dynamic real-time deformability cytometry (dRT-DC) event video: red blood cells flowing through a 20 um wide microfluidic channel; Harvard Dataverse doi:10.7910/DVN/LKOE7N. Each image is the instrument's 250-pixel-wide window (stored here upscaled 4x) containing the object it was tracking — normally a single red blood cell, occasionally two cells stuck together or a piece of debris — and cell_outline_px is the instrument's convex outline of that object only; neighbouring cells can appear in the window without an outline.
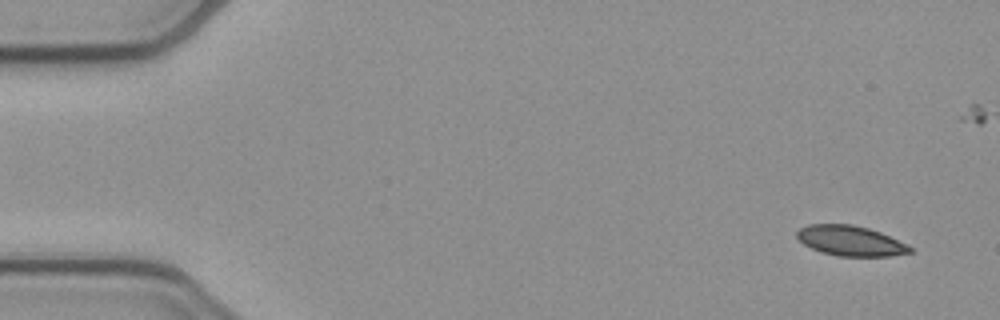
{"species": "common noctule bat (a hibernating species)", "species_latin": "Nyctalus noctula", "temperature_condition": "cold", "stored_images_in_passage": 53, "camera_frame_rate_fps": 3000, "um_per_image_px": 0.085, "animal": {"sex": "female", "body_mass_g": 21.9}, "frame": {"image": 1, "passage_image": 2, "time_ms": 0.333, "image_size_px": [1000, 320], "cell_outline_px": [[912, 252], [888, 256], [836, 256], [820, 252], [804, 244], [796, 236], [796, 232], [800, 228], [808, 224], [852, 224], [868, 228], [880, 232], [912, 248]], "centroid_in_image_um": [72.23, 20.46], "position_along_channel_um": 12.8, "area_um2": 19.65}}
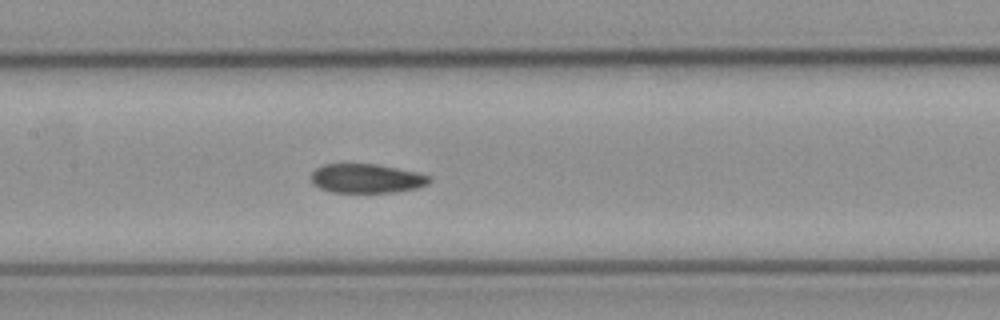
{"frame": {"image": 2, "passage_image": 24, "time_ms": 7.667, "image_size_px": [1000, 320], "cell_outline_px": [[432, 180], [428, 184], [416, 188], [392, 192], [332, 192], [320, 188], [312, 184], [312, 172], [316, 168], [324, 164], [376, 164], [416, 172], [432, 176]], "centroid_in_image_um": [31.16, 15.16], "position_along_channel_um": 176.2, "area_um2": 20.0}}
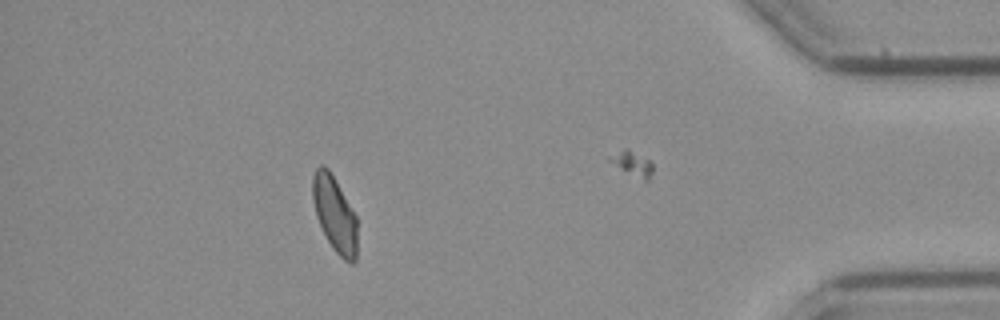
{"frame": {"image": 3, "passage_image": 46, "time_ms": 15.0, "image_size_px": [1000, 320], "cell_outline_px": [[356, 260], [352, 264], [344, 260], [332, 248], [316, 216], [312, 200], [312, 176], [316, 168], [320, 164], [328, 168], [356, 216]], "centroid_in_image_um": [28.43, 18.19], "position_along_channel_um": 406.8, "area_um2": 19.36}, "authors_computed_cell_mechanics": {"area_um2": 20.8658, "velocity_mm_per_s": 3.8681, "shape_relaxation_time_tau1_ms": 5.6091, "shape_relaxation_time_tau2_ms": 2.7621, "deformation_change_tau1": 0.119, "deformation_change_tau2": 0.0654}}